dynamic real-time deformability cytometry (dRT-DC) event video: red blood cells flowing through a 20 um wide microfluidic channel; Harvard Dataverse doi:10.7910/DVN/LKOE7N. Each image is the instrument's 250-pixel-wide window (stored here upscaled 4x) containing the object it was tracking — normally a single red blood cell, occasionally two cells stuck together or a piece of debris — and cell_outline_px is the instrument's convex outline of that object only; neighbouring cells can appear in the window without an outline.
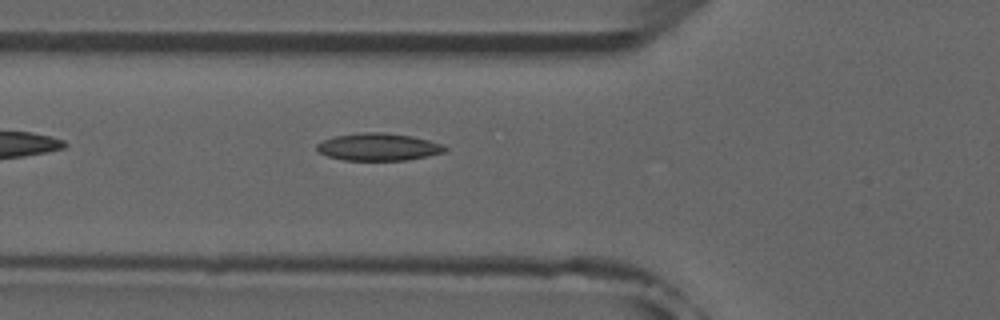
{"species": "common noctule bat (a hibernating species)", "species_latin": "Nyctalus noctula", "temperature_condition": "room temperature", "stored_images_in_passage": 19, "camera_frame_rate_fps": 3000, "um_per_image_px": 0.085, "animal": {"sex": "male", "forearm_length_mm": 52.5}, "frame": {"image": 1, "passage_image": 3, "time_ms": 0.667, "image_size_px": [1000, 320], "cell_outline_px": [[448, 148], [444, 152], [428, 156], [408, 160], [344, 160], [328, 156], [320, 152], [316, 148], [316, 144], [324, 140], [336, 136], [364, 132], [384, 132], [412, 136], [444, 144]], "centroid_in_image_um": [32.2, 12.49], "position_along_channel_um": 93.6, "area_um2": 20.4}}
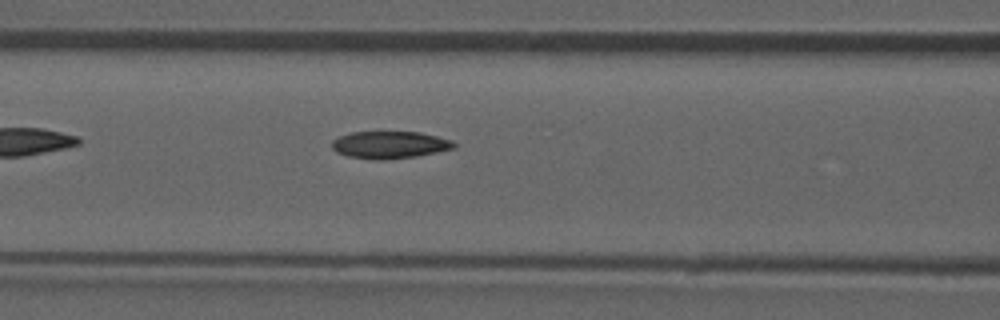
{"frame": {"image": 2, "passage_image": 6, "time_ms": 1.667, "image_size_px": [1000, 320], "cell_outline_px": [[456, 148], [416, 156], [380, 160], [376, 160], [348, 156], [336, 152], [332, 148], [332, 140], [340, 136], [352, 132], [420, 132], [452, 140], [456, 144]], "centroid_in_image_um": [33.13, 12.31], "position_along_channel_um": 133.5, "area_um2": 19.31}}